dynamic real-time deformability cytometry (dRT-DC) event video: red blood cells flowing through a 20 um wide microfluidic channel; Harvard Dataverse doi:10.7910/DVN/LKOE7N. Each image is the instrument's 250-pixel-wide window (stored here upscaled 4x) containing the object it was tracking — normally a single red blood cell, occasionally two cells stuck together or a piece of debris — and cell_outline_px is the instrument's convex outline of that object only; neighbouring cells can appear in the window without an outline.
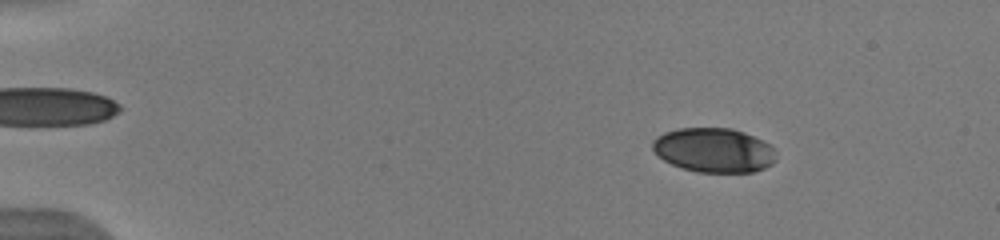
{"species": "human", "species_latin": "Homo sapiens", "temperature_condition": "warm", "stored_images_in_passage": 52, "camera_frame_rate_fps": 3000, "um_per_image_px": 0.085, "donor": {"sex": "male"}, "frame": {"image": 1, "passage_image": 8, "time_ms": 2.333, "image_size_px": [1000, 240], "cell_outline_px": [[776, 160], [772, 164], [764, 168], [752, 172], [696, 172], [672, 164], [664, 160], [652, 148], [652, 140], [656, 136], [664, 132], [680, 128], [732, 128], [744, 132], [776, 148]], "centroid_in_image_um": [60.69, 12.76], "position_along_channel_um": 24.3, "area_um2": 31.96}}
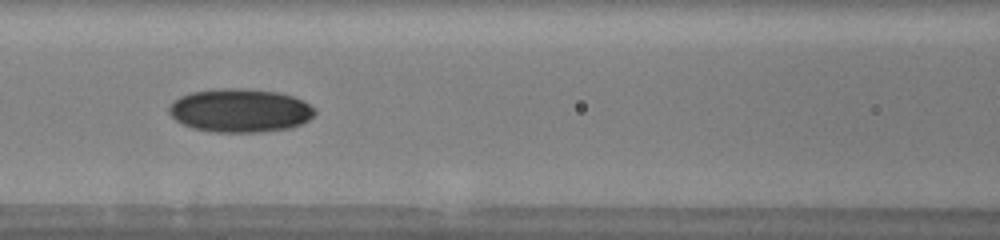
{"frame": {"image": 2, "passage_image": 25, "time_ms": 8.0, "image_size_px": [1000, 240], "cell_outline_px": [[316, 112], [308, 120], [292, 128], [260, 132], [212, 132], [192, 128], [176, 120], [168, 112], [168, 108], [180, 96], [192, 92], [220, 88], [244, 88], [280, 92], [304, 100], [316, 108]], "centroid_in_image_um": [20.44, 9.39], "position_along_channel_um": 146.2, "area_um2": 37.17}}
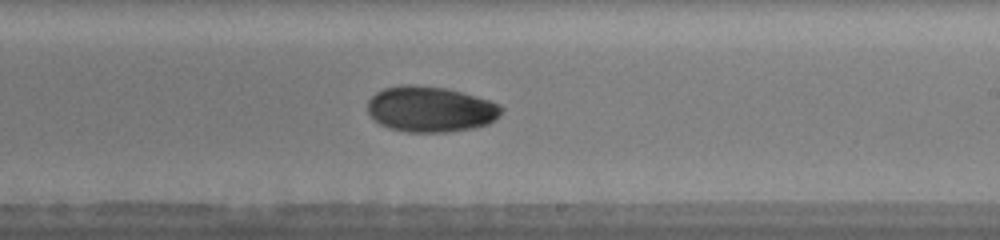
{"frame": {"image": 3, "passage_image": 33, "time_ms": 10.667, "image_size_px": [1000, 240], "cell_outline_px": [[504, 108], [500, 116], [496, 120], [488, 124], [472, 128], [444, 132], [408, 132], [388, 128], [380, 124], [368, 112], [368, 100], [376, 92], [384, 88], [400, 84], [412, 84], [448, 88], [488, 100], [500, 104]], "centroid_in_image_um": [36.6, 9.27], "position_along_channel_um": 252.4, "area_um2": 35.78}, "authors_computed_cell_mechanics": {"area_um2": 34.4488, "velocity_mm_per_s": 3.9939, "shape_relaxation_time_tau1_ms": 4.337, "shape_relaxation_time_tau2_ms": 8.516, "deformation_change_tau1": 0.1035, "deformation_change_tau2": 0.0814}}